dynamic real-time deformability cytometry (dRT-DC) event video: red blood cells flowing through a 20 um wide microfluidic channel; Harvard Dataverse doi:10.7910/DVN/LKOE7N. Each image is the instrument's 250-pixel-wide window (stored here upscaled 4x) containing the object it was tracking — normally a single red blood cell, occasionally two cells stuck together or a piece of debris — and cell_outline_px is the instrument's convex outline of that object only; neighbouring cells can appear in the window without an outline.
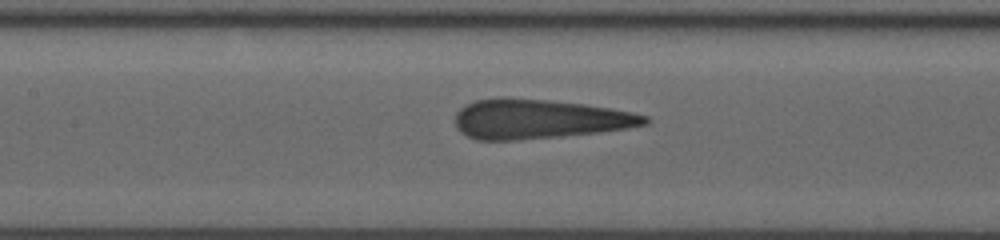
{"species": "human", "species_latin": "Homo sapiens", "temperature_condition": "room temperature", "stored_images_in_passage": 31, "camera_frame_rate_fps": 3000, "um_per_image_px": 0.085, "donor": {"sex": "male"}, "frame": {"image": 1, "passage_image": 12, "time_ms": 7.667, "image_size_px": [1000, 240], "cell_outline_px": [[648, 124], [628, 128], [600, 132], [560, 136], [516, 140], [476, 140], [460, 132], [456, 128], [456, 112], [464, 104], [476, 100], [500, 96], [504, 96], [552, 100], [584, 104], [632, 112], [648, 116]], "centroid_in_image_um": [45.77, 10.1], "position_along_channel_um": 161.6, "area_um2": 43.99}}
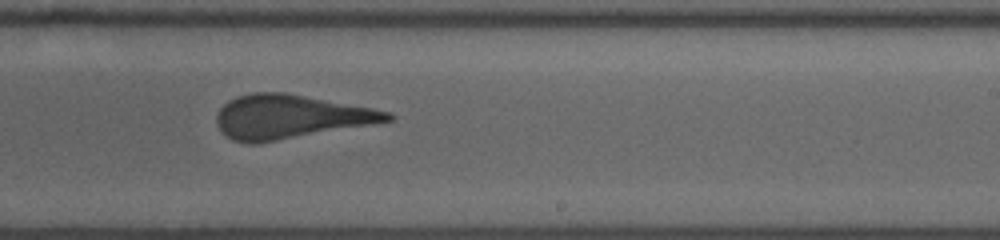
{"frame": {"image": 2, "passage_image": 19, "time_ms": 10.333, "image_size_px": [1000, 240], "cell_outline_px": [[396, 116], [392, 120], [256, 144], [248, 144], [232, 140], [216, 124], [216, 116], [220, 108], [228, 100], [236, 96], [252, 92], [284, 92], [372, 108], [388, 112]], "centroid_in_image_um": [24.6, 9.92], "position_along_channel_um": 264.4, "area_um2": 43.18}}
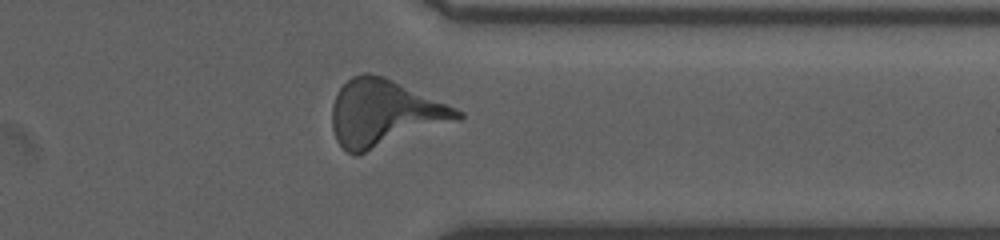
{"frame": {"image": 3, "passage_image": 26, "time_ms": 13.333, "image_size_px": [1000, 240], "cell_outline_px": [[464, 116], [460, 120], [356, 156], [348, 152], [336, 140], [332, 128], [332, 104], [336, 92], [352, 76], [364, 72], [368, 72], [384, 76], [456, 108], [464, 112]], "centroid_in_image_um": [32.66, 9.62], "position_along_channel_um": 378.7, "area_um2": 48.73}, "authors_computed_cell_mechanics": {"area_um2": 43.6968, "velocity_mm_per_s": 3.8627, "shape_relaxation_time_tau1_ms": 9.7728, "shape_relaxation_time_tau2_ms": 1.0549, "deformation_change_tau1": 0.2738, "deformation_change_tau2": 0.1319}}